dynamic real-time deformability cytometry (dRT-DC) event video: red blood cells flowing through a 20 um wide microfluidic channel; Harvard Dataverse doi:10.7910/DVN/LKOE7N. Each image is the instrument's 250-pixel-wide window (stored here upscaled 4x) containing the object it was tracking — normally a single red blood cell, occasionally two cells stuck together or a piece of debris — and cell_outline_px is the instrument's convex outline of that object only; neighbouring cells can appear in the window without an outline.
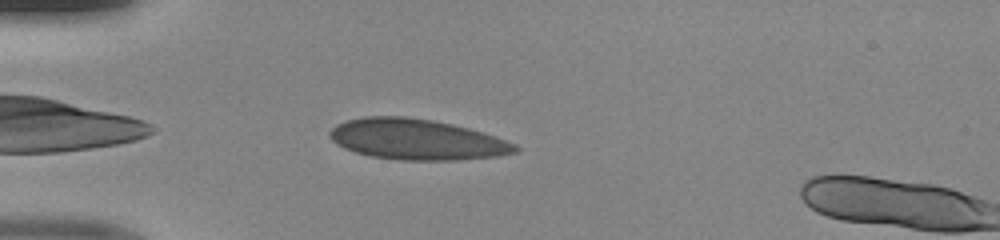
{"species": "human", "species_latin": "Homo sapiens", "temperature_condition": "room temperature", "stored_images_in_passage": 5, "camera_frame_rate_fps": 3000, "um_per_image_px": 0.085, "donor": {"sex": "male"}, "frame": {"image": 1, "passage_image": 3, "time_ms": 0.667, "image_size_px": [1000, 240], "cell_outline_px": [[520, 148], [516, 152], [496, 156], [456, 160], [400, 160], [372, 156], [356, 152], [344, 148], [336, 144], [328, 136], [328, 132], [336, 124], [348, 120], [364, 116], [404, 116], [432, 120], [452, 124], [468, 128], [496, 136], [516, 144]], "centroid_in_image_um": [35.4, 11.85], "position_along_channel_um": 49.6, "area_um2": 43.93}}